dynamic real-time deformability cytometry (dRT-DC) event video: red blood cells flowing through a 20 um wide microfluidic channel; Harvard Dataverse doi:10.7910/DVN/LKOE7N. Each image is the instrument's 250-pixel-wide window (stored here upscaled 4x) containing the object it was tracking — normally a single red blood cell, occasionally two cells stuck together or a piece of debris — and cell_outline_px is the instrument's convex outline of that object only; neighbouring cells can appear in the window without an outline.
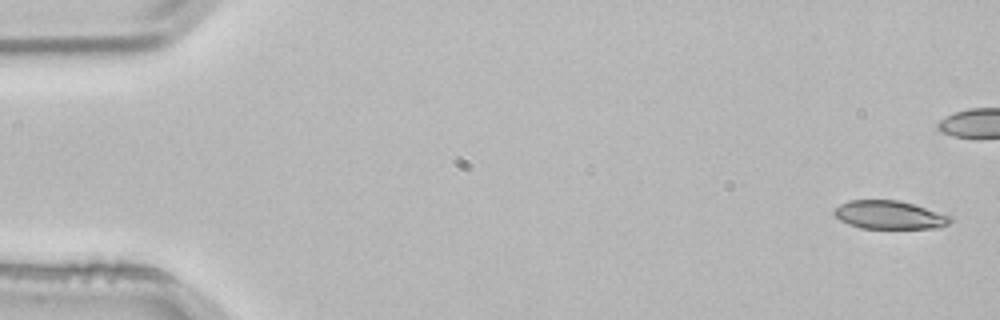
{"species": "common noctule bat (a hibernating species)", "species_latin": "Nyctalus noctula", "temperature_condition": "room temperature", "stored_images_in_passage": 5, "camera_frame_rate_fps": 3000, "um_per_image_px": 0.085, "animal": {"sex": "male", "body_mass_g": 21.5, "forearm_length_mm": 52.0}, "frame": {"image": 1, "passage_image": 1, "time_ms": 0.0, "image_size_px": [1000, 320], "cell_outline_px": [[952, 220], [948, 224], [940, 228], [860, 228], [848, 224], [840, 220], [832, 212], [840, 204], [848, 200], [900, 200], [952, 216]], "centroid_in_image_um": [75.6, 18.27], "position_along_channel_um": 9.4, "area_um2": 19.19}}